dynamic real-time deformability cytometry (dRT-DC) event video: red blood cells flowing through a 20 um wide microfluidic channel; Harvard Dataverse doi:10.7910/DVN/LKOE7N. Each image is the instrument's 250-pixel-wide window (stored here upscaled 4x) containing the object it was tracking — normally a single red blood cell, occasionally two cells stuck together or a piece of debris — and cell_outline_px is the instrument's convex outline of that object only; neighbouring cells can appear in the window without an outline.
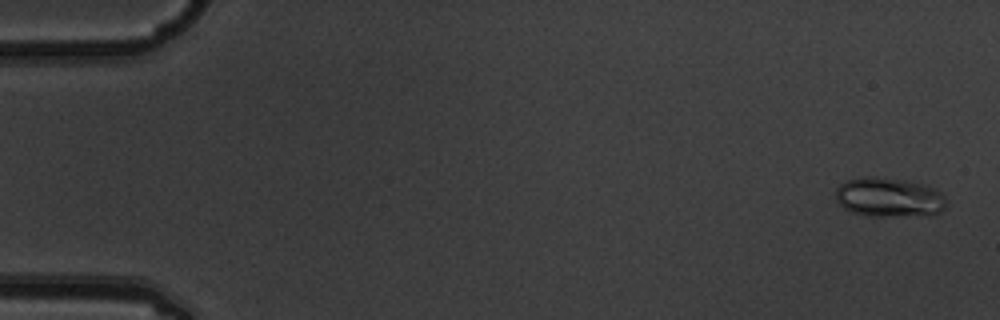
{"species": "common noctule bat (a hibernating species)", "species_latin": "Nyctalus noctula", "temperature_condition": "warm", "stored_images_in_passage": 4, "camera_frame_rate_fps": 3000, "um_per_image_px": 0.085, "animal": {"sex": "male", "body_mass_g": 19.5, "forearm_length_mm": 54.6}, "frame": {"image": 1, "passage_image": 1, "time_ms": 0.0, "image_size_px": [1000, 320], "cell_outline_px": [[944, 208], [940, 212], [888, 216], [868, 216], [848, 212], [836, 200], [836, 188], [840, 184], [848, 180], [864, 176], [872, 176], [904, 180], [924, 184], [940, 192], [944, 196]], "centroid_in_image_um": [75.48, 16.75], "position_along_channel_um": 9.5, "area_um2": 25.03}}